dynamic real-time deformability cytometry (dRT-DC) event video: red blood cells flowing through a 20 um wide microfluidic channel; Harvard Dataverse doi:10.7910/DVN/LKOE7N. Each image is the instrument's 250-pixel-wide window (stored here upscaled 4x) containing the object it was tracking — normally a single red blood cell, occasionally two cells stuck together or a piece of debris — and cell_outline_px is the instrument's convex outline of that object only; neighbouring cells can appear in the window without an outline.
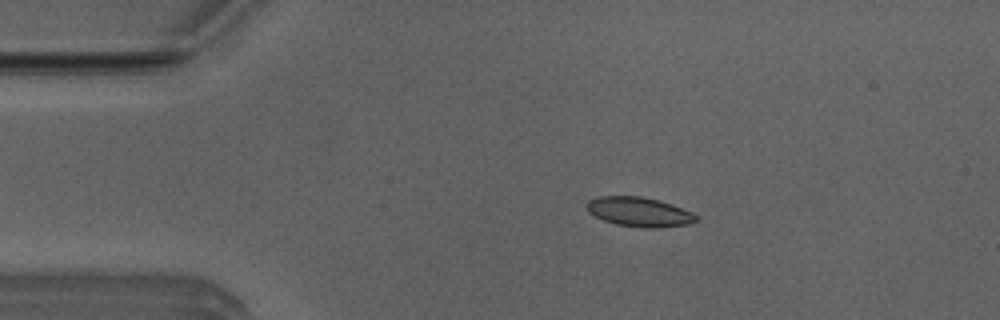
{"species": "Egyptian fruit bat (a non-hibernating species)", "species_latin": "Rousettus aegyptiacus", "temperature_condition": "room temperature", "stored_images_in_passage": 5, "camera_frame_rate_fps": 3000, "um_per_image_px": 0.085, "animal": {"sex": "male"}, "frame": {"image": 1, "passage_image": 3, "time_ms": 0.667, "image_size_px": [1000, 320], "cell_outline_px": [[700, 220], [688, 224], [652, 228], [644, 228], [616, 224], [604, 220], [588, 212], [584, 204], [588, 200], [596, 196], [640, 196], [672, 204], [692, 212]], "centroid_in_image_um": [54.3, 18.0], "position_along_channel_um": 30.7, "area_um2": 18.79}}